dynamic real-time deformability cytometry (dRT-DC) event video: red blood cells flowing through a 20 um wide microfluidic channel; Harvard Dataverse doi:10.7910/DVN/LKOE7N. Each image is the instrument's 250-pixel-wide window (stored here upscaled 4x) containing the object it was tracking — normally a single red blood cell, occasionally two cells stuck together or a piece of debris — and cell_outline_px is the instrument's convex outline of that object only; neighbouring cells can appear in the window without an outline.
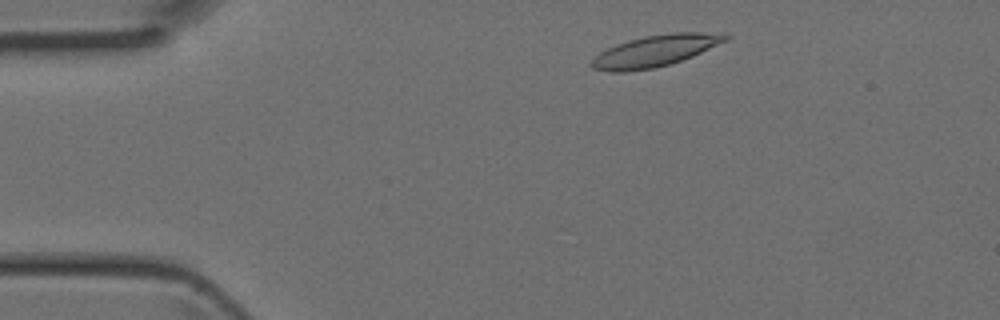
{"species": "Egyptian fruit bat (a non-hibernating species)", "species_latin": "Rousettus aegyptiacus", "temperature_condition": "room temperature", "stored_images_in_passage": 1, "camera_frame_rate_fps": 3000, "um_per_image_px": 0.085, "animal": {"sex": "female"}, "frame": {"image": 1, "passage_image": 1, "time_ms": 0.0, "image_size_px": [1000, 320], "cell_outline_px": [[732, 36], [728, 40], [692, 56], [656, 68], [624, 72], [612, 72], [592, 68], [588, 64], [600, 52], [616, 44], [628, 40], [644, 36], [672, 32], [724, 32]], "centroid_in_image_um": [55.72, 4.31], "position_along_channel_um": 29.3, "area_um2": 24.68}}